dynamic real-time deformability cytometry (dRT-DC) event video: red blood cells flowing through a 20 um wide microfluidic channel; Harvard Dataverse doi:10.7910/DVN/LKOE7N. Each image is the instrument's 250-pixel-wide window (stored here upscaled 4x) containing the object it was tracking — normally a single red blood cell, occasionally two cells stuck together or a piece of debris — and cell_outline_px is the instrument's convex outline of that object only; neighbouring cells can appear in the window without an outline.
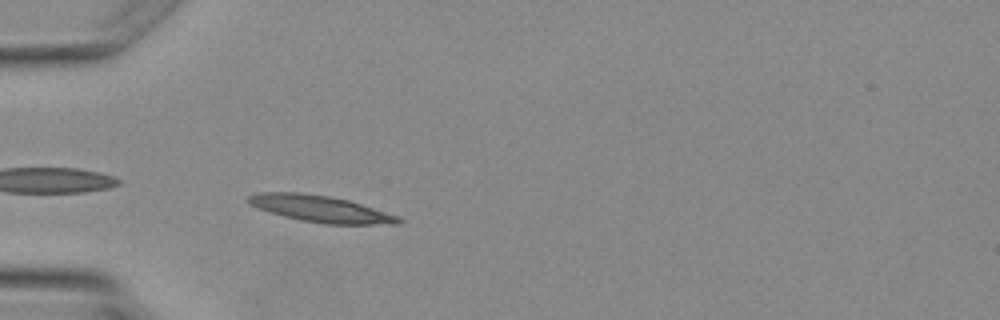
{"species": "Egyptian fruit bat (a non-hibernating species)", "species_latin": "Rousettus aegyptiacus", "temperature_condition": "warm", "stored_images_in_passage": 5, "camera_frame_rate_fps": 3000, "um_per_image_px": 0.085, "animal": {"sex": "female"}, "frame": {"image": 1, "passage_image": 5, "time_ms": 4.667, "image_size_px": [1000, 320], "cell_outline_px": [[404, 220], [400, 224], [324, 224], [300, 220], [284, 216], [260, 208], [252, 204], [248, 200], [248, 196], [260, 192], [304, 192], [332, 196], [348, 200], [396, 216]], "centroid_in_image_um": [27.26, 17.74], "position_along_channel_um": 57.7, "area_um2": 22.89}}